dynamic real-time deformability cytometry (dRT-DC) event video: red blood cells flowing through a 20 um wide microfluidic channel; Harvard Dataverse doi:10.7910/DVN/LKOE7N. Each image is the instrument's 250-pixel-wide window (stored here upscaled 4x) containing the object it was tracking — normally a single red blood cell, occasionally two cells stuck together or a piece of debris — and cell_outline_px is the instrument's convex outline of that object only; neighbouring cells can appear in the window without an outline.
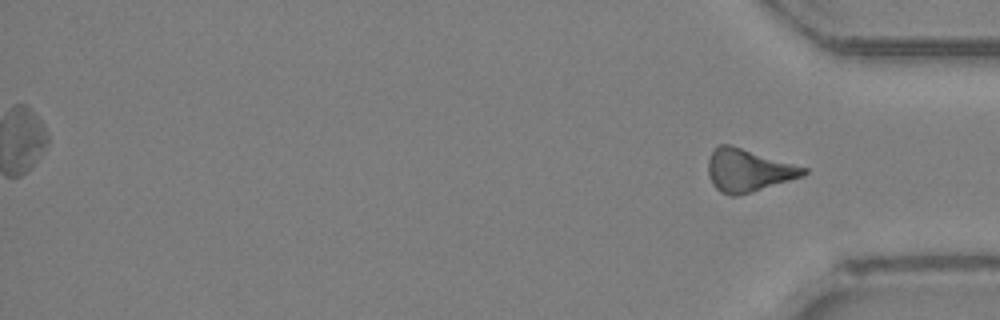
{"species": "Egyptian fruit bat (a non-hibernating species)", "species_latin": "Rousettus aegyptiacus", "temperature_condition": "room temperature", "stored_images_in_passage": 28, "segment_of_instrument_passage": [2, 2], "camera_frame_rate_fps": 3000, "um_per_image_px": 0.085, "animal": {"sex": "female"}, "frame": {"image": 1, "passage_image": 28, "time_ms": 9.0, "image_size_px": [1000, 320], "cell_outline_px": [[808, 172], [804, 176], [752, 192], [736, 196], [728, 196], [720, 192], [712, 184], [708, 176], [708, 160], [712, 152], [720, 144], [732, 144], [808, 168]], "centroid_in_image_um": [63.6, 14.48], "position_along_channel_um": 371.6, "area_um2": 23.99}}